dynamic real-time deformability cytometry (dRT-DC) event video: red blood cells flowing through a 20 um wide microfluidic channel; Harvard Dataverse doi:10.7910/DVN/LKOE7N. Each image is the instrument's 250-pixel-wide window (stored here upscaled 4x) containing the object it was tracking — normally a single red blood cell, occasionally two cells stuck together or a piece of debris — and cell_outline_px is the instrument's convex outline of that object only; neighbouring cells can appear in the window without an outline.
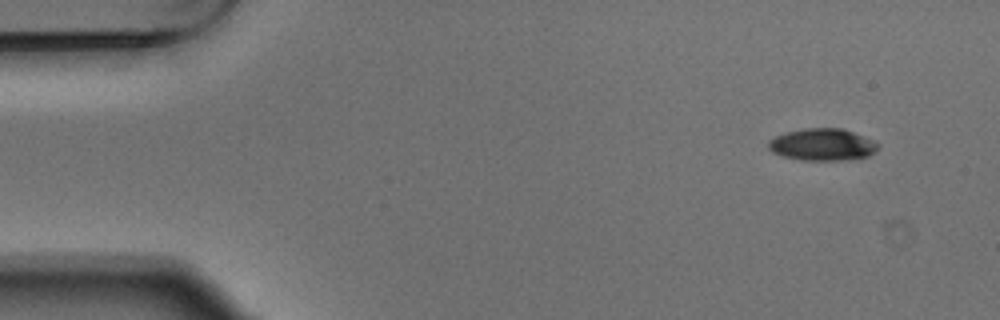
{"species": "Egyptian fruit bat (a non-hibernating species)", "species_latin": "Rousettus aegyptiacus", "temperature_condition": "warm", "stored_images_in_passage": 4, "camera_frame_rate_fps": 3000, "um_per_image_px": 0.085, "animal": {"sex": "male"}, "frame": {"image": 1, "passage_image": 1, "time_ms": 0.0, "image_size_px": [1000, 320], "cell_outline_px": [[880, 144], [868, 156], [844, 160], [800, 160], [784, 156], [772, 152], [768, 148], [768, 140], [776, 136], [788, 132], [804, 128], [840, 128], [852, 132], [872, 140]], "centroid_in_image_um": [69.86, 12.29], "position_along_channel_um": 15.1, "area_um2": 20.17}}
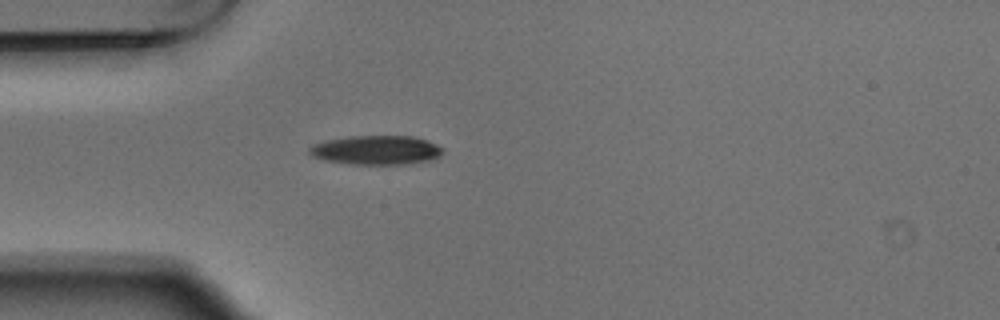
{"frame": {"image": 2, "passage_image": 4, "time_ms": 1.0, "image_size_px": [1000, 320], "cell_outline_px": [[444, 152], [440, 156], [432, 160], [404, 164], [352, 164], [324, 160], [312, 156], [308, 152], [308, 148], [312, 144], [328, 140], [348, 136], [412, 136], [428, 140], [444, 148]], "centroid_in_image_um": [32.0, 12.75], "position_along_channel_um": 53.0, "area_um2": 22.83}}